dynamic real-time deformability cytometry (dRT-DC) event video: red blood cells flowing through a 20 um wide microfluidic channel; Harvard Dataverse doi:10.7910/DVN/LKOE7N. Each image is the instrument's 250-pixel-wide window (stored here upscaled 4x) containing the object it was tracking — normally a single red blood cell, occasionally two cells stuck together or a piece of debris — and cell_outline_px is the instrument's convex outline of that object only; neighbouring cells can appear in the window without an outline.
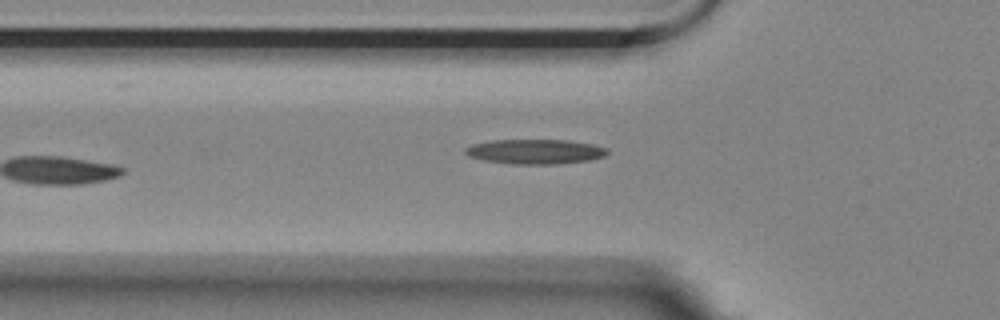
{"species": "Egyptian fruit bat (a non-hibernating species)", "species_latin": "Rousettus aegyptiacus", "temperature_condition": "room temperature", "stored_images_in_passage": 10, "camera_frame_rate_fps": 3000, "um_per_image_px": 0.085, "animal": {"sex": "female"}, "frame": {"image": 1, "passage_image": 5, "time_ms": 4.667, "image_size_px": [1000, 320], "cell_outline_px": [[608, 152], [604, 156], [592, 160], [560, 164], [512, 164], [484, 160], [468, 156], [464, 152], [464, 148], [472, 144], [492, 140], [568, 140], [592, 144], [608, 148]], "centroid_in_image_um": [45.5, 12.89], "position_along_channel_um": 80.3, "area_um2": 20.63}}
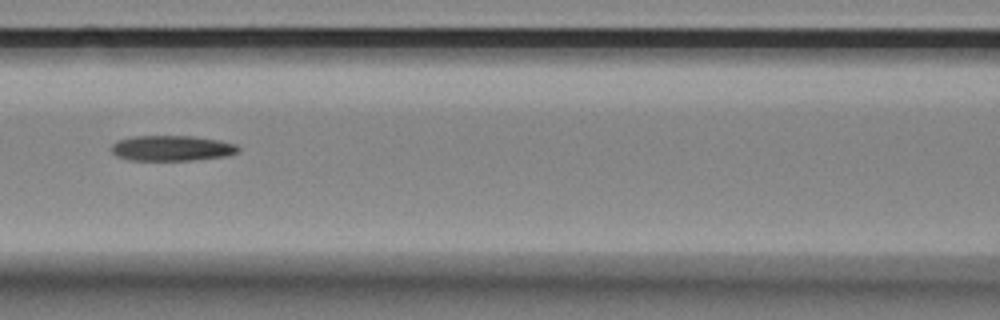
{"frame": {"image": 2, "passage_image": 7, "time_ms": 6.667, "image_size_px": [1000, 320], "cell_outline_px": [[240, 152], [228, 156], [192, 160], [128, 160], [116, 156], [112, 152], [112, 144], [116, 140], [132, 136], [192, 136], [220, 140], [236, 144], [240, 148]], "centroid_in_image_um": [14.62, 12.59], "position_along_channel_um": 152.0, "area_um2": 19.02}}
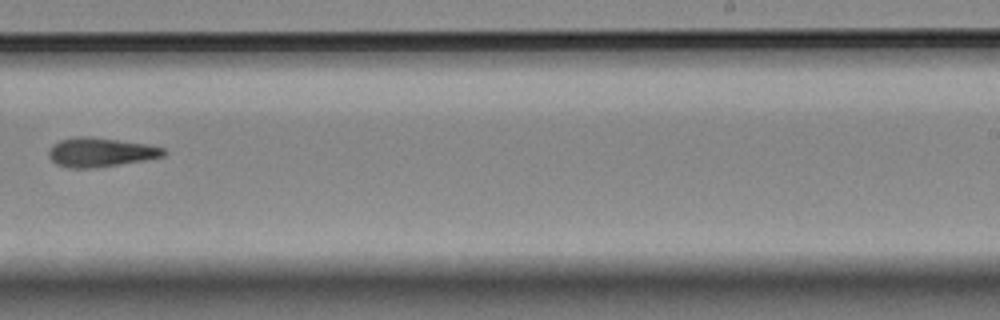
{"frame": {"image": 3, "passage_image": 10, "time_ms": 10.333, "image_size_px": [1000, 320], "cell_outline_px": [[168, 152], [164, 156], [144, 160], [92, 168], [68, 168], [56, 164], [48, 156], [48, 152], [52, 144], [60, 140], [72, 136], [88, 136], [148, 144], [164, 148]], "centroid_in_image_um": [8.52, 12.93], "position_along_channel_um": 280.5, "area_um2": 19.59}}